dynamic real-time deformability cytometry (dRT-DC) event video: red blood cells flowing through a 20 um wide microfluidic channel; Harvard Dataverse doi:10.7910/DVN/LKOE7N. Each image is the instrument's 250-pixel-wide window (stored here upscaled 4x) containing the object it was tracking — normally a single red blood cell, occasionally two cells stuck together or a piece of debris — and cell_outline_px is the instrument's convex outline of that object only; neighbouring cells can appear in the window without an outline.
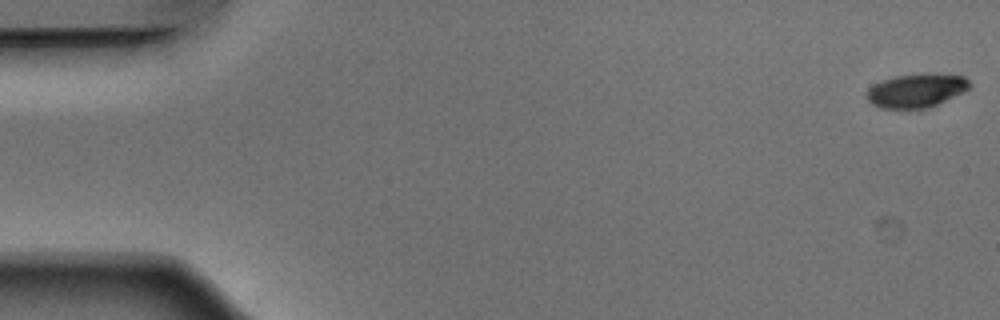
{"species": "Egyptian fruit bat (a non-hibernating species)", "species_latin": "Rousettus aegyptiacus", "temperature_condition": "warm", "stored_images_in_passage": 38, "camera_frame_rate_fps": 3000, "um_per_image_px": 0.085, "animal": {"sex": "male"}, "frame": {"image": 1, "passage_image": 1, "time_ms": 0.0, "image_size_px": [1000, 320], "cell_outline_px": [[972, 84], [964, 92], [928, 108], [880, 108], [872, 104], [868, 100], [868, 88], [880, 80], [896, 76], [928, 72], [936, 72], [964, 76]], "centroid_in_image_um": [77.92, 7.66], "position_along_channel_um": 7.1, "area_um2": 20.46}}
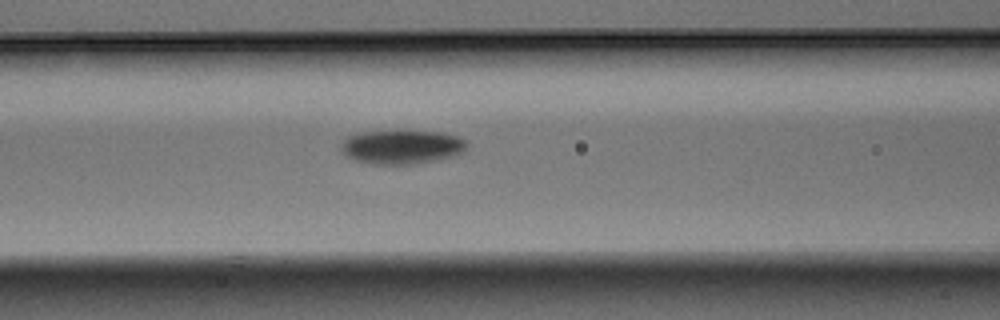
{"frame": {"image": 2, "passage_image": 22, "time_ms": 7.0, "image_size_px": [1000, 320], "cell_outline_px": [[468, 144], [464, 152], [456, 156], [416, 164], [372, 164], [356, 160], [348, 156], [340, 148], [340, 144], [348, 136], [364, 132], [440, 132], [460, 136], [468, 140]], "centroid_in_image_um": [34.23, 12.5], "position_along_channel_um": 132.4, "area_um2": 24.8}}
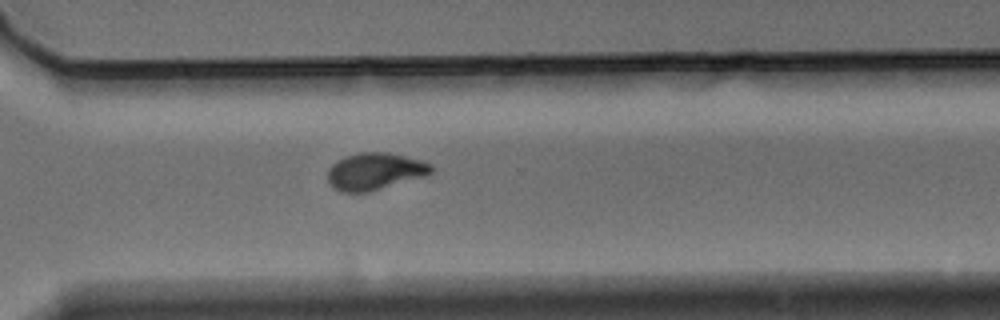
{"frame": {"image": 3, "passage_image": 38, "time_ms": 12.333, "image_size_px": [1000, 320], "cell_outline_px": [[432, 172], [424, 176], [368, 192], [340, 192], [332, 188], [328, 184], [328, 172], [332, 164], [348, 156], [360, 152], [388, 152], [420, 160], [432, 164]], "centroid_in_image_um": [31.84, 14.57], "position_along_channel_um": 338.8, "area_um2": 22.14}}